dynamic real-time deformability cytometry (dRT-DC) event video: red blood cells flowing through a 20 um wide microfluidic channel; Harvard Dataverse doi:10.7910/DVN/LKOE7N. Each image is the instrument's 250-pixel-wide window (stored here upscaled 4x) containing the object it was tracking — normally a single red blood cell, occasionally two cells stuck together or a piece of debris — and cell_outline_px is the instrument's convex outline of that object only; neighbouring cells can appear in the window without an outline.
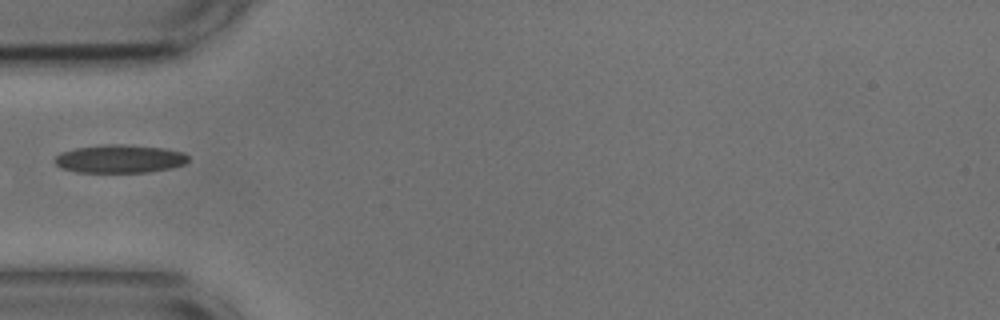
{"species": "common noctule bat (a hibernating species)", "species_latin": "Nyctalus noctula", "temperature_condition": "cold", "stored_images_in_passage": 6, "camera_frame_rate_fps": 3000, "um_per_image_px": 0.085, "animal": {"sex": "male", "body_mass_g": 17.9, "forearm_length_mm": 54.2}, "frame": {"image": 1, "passage_image": 1, "time_ms": 0.0, "image_size_px": [1000, 320], "cell_outline_px": [[188, 160], [184, 164], [172, 168], [148, 172], [76, 172], [60, 168], [52, 160], [60, 152], [76, 148], [104, 144], [128, 144], [164, 148], [184, 152], [188, 156]], "centroid_in_image_um": [10.16, 13.49], "position_along_channel_um": 74.8, "area_um2": 22.2}}